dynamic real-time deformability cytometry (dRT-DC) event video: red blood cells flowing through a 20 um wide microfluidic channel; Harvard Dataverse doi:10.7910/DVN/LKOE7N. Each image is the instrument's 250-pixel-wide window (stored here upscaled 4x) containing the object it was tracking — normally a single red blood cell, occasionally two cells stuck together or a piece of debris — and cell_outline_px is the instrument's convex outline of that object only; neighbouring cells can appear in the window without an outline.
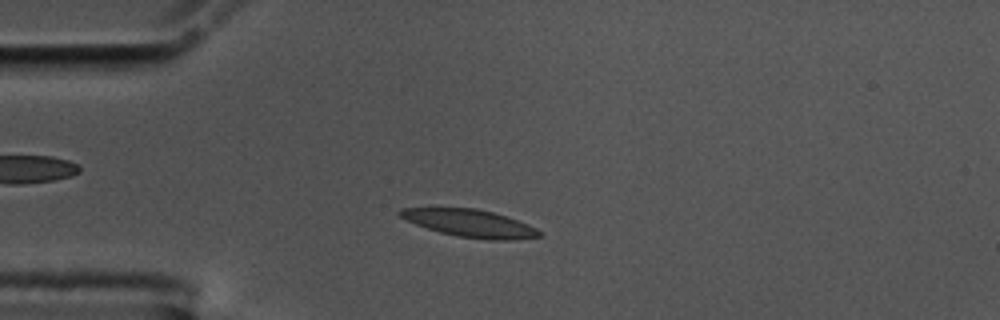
{"species": "common noctule bat (a hibernating species)", "species_latin": "Nyctalus noctula", "temperature_condition": "cold", "stored_images_in_passage": 45, "camera_frame_rate_fps": 3000, "um_per_image_px": 0.085, "animal": {"sex": "male", "body_mass_g": 17.5, "forearm_length_mm": 52.3}, "frame": {"image": 1, "passage_image": 2, "time_ms": 0.333, "image_size_px": [1000, 320], "cell_outline_px": [[540, 236], [512, 240], [488, 240], [456, 236], [440, 232], [416, 224], [400, 216], [396, 212], [400, 208], [476, 208], [492, 212], [528, 224], [536, 228], [540, 232]], "centroid_in_image_um": [39.93, 18.98], "position_along_channel_um": 45.1, "area_um2": 22.02}}
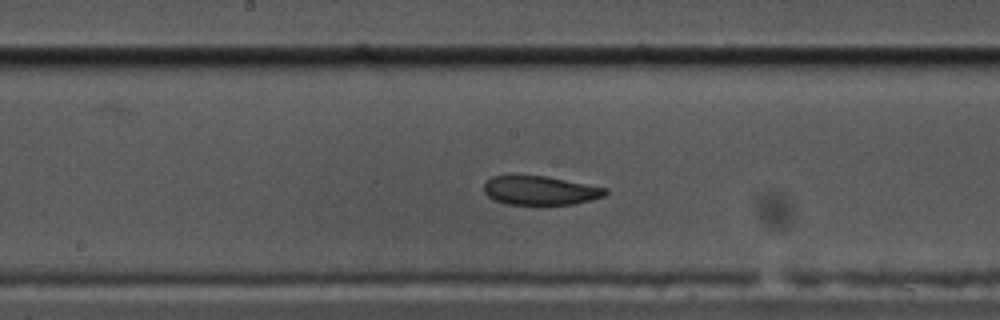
{"frame": {"image": 2, "passage_image": 17, "time_ms": 5.333, "image_size_px": [1000, 320], "cell_outline_px": [[608, 192], [604, 196], [576, 204], [544, 208], [536, 208], [508, 204], [496, 200], [488, 196], [484, 192], [484, 184], [492, 176], [544, 176], [608, 188]], "centroid_in_image_um": [45.94, 16.26], "position_along_channel_um": 202.3, "area_um2": 21.27}}
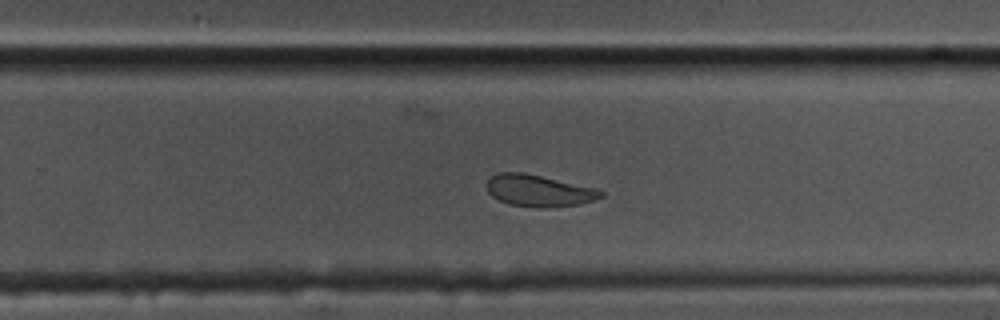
{"frame": {"image": 3, "passage_image": 24, "time_ms": 7.667, "image_size_px": [1000, 320], "cell_outline_px": [[604, 196], [580, 204], [548, 208], [536, 208], [508, 204], [492, 196], [488, 192], [484, 184], [492, 176], [500, 172], [524, 172], [596, 188], [604, 192]], "centroid_in_image_um": [45.78, 16.21], "position_along_channel_um": 284.0, "area_um2": 21.27}, "authors_computed_cell_mechanics": {"area_um2": 22.3108, "velocity_mm_per_s": 3.5065, "shape_relaxation_time_tau1_ms": 5.3126, "shape_relaxation_time_tau2_ms": 2.6489, "deformation_change_tau1": 0.1257, "deformation_change_tau2": 0.0725}}